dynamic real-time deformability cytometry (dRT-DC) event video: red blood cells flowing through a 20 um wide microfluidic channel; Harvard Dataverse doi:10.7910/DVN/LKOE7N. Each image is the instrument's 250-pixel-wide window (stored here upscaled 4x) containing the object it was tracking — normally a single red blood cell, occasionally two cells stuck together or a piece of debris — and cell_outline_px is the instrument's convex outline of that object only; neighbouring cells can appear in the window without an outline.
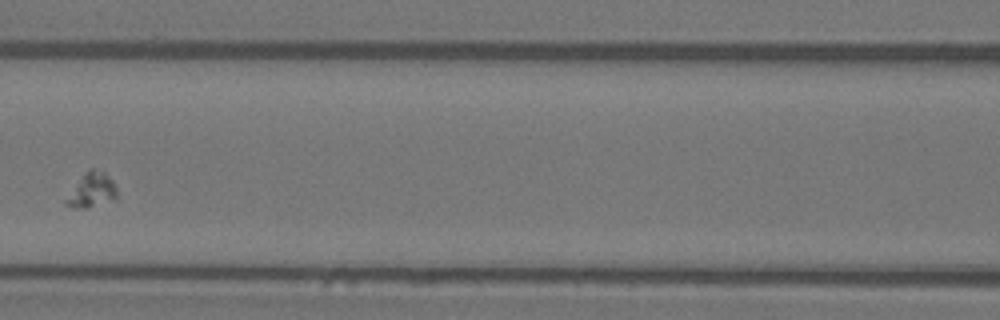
{"species": "Egyptian fruit bat (a non-hibernating species)", "species_latin": "Rousettus aegyptiacus", "temperature_condition": "warm", "stored_images_in_passage": 4, "camera_frame_rate_fps": 3000, "um_per_image_px": 0.085, "animal": {"sex": "female"}, "frame": {"image": 1, "passage_image": 4, "time_ms": 1.0, "image_size_px": [1000, 320], "cell_outline_px": [[116, 200], [84, 208], [76, 208], [64, 204], [64, 200], [84, 172], [92, 168], [104, 172], [112, 180], [116, 188]], "centroid_in_image_um": [7.79, 16.17], "position_along_channel_um": 158.8, "area_um2": 10.12}}